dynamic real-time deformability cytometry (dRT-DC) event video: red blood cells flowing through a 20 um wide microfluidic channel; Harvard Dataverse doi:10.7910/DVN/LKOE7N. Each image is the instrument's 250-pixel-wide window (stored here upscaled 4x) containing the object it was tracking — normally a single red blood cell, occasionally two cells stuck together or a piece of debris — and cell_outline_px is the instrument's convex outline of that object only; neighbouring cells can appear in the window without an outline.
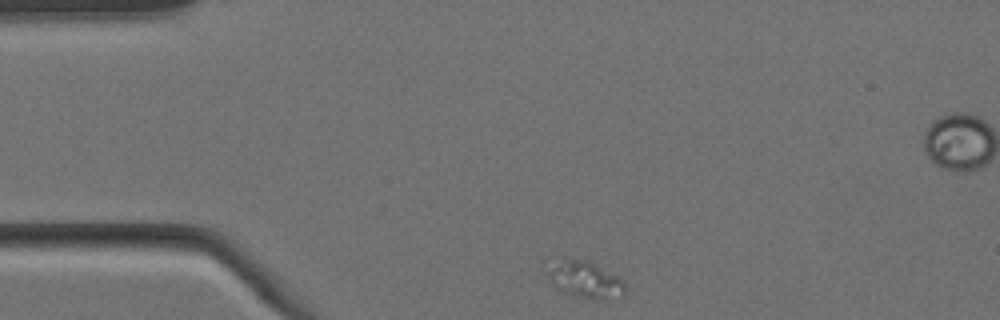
{"species": "Egyptian fruit bat (a non-hibernating species)", "species_latin": "Rousettus aegyptiacus", "temperature_condition": "cold", "stored_images_in_passage": 5, "camera_frame_rate_fps": 3000, "um_per_image_px": 0.085, "animal": {"sex": "female"}, "frame": {"image": 1, "passage_image": 1, "time_ms": 0.0, "image_size_px": [1000, 320], "cell_outline_px": [[624, 296], [600, 300], [592, 300], [564, 292], [556, 288], [548, 280], [548, 272], [552, 256], [564, 256], [588, 260], [596, 264], [616, 276], [624, 284]], "centroid_in_image_um": [49.63, 23.71], "position_along_channel_um": 35.4, "area_um2": 17.17}}
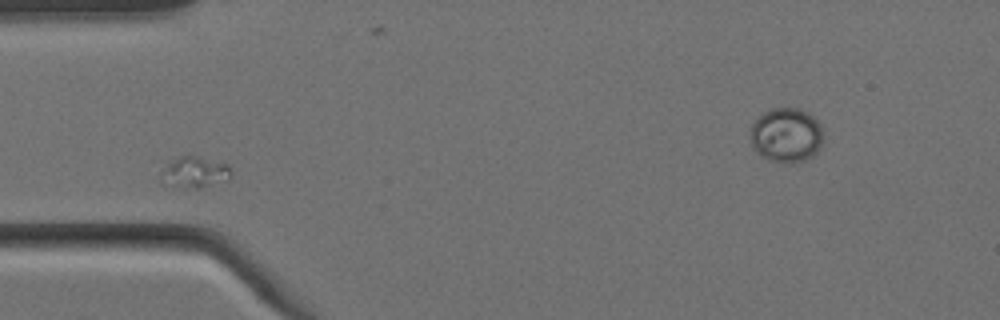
{"frame": {"image": 2, "passage_image": 3, "time_ms": 0.667, "image_size_px": [1000, 320], "cell_outline_px": [[232, 172], [228, 180], [200, 188], [192, 188], [160, 184], [156, 176], [172, 160], [180, 156], [196, 156], [228, 164]], "centroid_in_image_um": [16.48, 14.66], "position_along_channel_um": 68.5, "area_um2": 12.95}}